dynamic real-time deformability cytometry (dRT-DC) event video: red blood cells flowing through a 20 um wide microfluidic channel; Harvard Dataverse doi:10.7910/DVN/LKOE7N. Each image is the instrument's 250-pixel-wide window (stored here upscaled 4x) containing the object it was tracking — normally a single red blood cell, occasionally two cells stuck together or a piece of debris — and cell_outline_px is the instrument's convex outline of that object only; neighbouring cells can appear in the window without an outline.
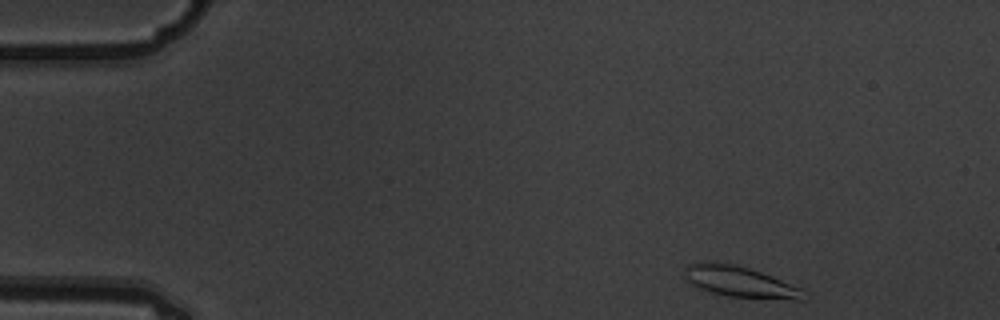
{"species": "common noctule bat (a hibernating species)", "species_latin": "Nyctalus noctula", "temperature_condition": "warm", "stored_images_in_passage": 4, "camera_frame_rate_fps": 3000, "um_per_image_px": 0.085, "animal": {"sex": "male", "body_mass_g": 19.5, "forearm_length_mm": 54.6}, "frame": {"image": 1, "passage_image": 1, "time_ms": 0.0, "image_size_px": [1000, 320], "cell_outline_px": [[804, 300], [796, 300], [728, 296], [712, 292], [700, 288], [692, 284], [688, 280], [684, 272], [684, 268], [692, 264], [704, 260], [708, 260], [736, 264], [772, 276], [800, 288]], "centroid_in_image_um": [62.84, 23.92], "position_along_channel_um": 22.2, "area_um2": 21.15}}
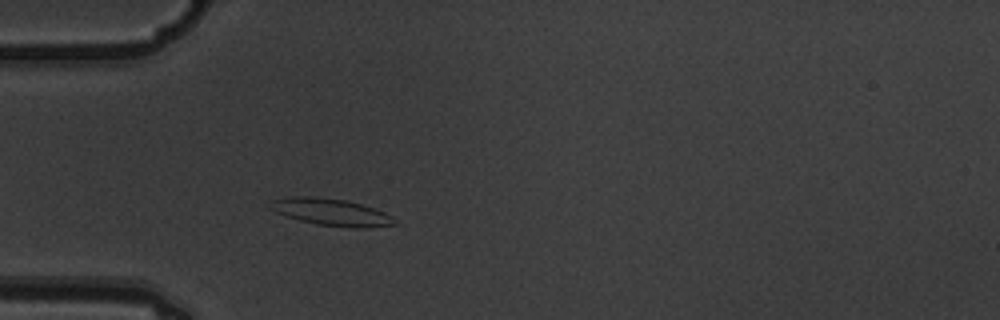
{"frame": {"image": 2, "passage_image": 4, "time_ms": 1.0, "image_size_px": [1000, 320], "cell_outline_px": [[400, 224], [364, 228], [352, 228], [316, 224], [300, 220], [276, 212], [268, 208], [272, 200], [292, 196], [312, 196], [344, 200], [360, 204], [384, 212], [392, 216]], "centroid_in_image_um": [28.17, 18.04], "position_along_channel_um": 56.8, "area_um2": 19.48}}